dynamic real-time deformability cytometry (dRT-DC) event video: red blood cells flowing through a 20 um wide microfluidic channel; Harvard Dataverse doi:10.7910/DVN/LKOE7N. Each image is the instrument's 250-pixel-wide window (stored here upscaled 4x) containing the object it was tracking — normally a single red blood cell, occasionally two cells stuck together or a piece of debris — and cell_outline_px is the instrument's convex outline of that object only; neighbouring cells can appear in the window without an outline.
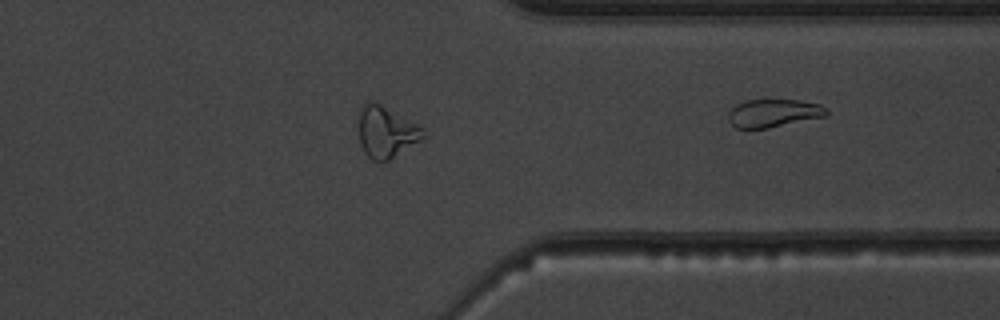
{"species": "common noctule bat (a hibernating species)", "species_latin": "Nyctalus noctula", "temperature_condition": "warm", "stored_images_in_passage": 42, "camera_frame_rate_fps": 3000, "um_per_image_px": 0.085, "animal": {"sex": "male", "body_mass_g": 19.5, "forearm_length_mm": 54.6}, "frame": {"image": 1, "passage_image": 42, "time_ms": 13.667, "image_size_px": [1000, 320], "cell_outline_px": [[828, 116], [768, 128], [736, 128], [728, 120], [728, 112], [736, 104], [744, 100], [800, 100], [820, 104], [828, 108]], "centroid_in_image_um": [65.78, 9.61], "position_along_channel_um": 345.6, "area_um2": 16.18}}